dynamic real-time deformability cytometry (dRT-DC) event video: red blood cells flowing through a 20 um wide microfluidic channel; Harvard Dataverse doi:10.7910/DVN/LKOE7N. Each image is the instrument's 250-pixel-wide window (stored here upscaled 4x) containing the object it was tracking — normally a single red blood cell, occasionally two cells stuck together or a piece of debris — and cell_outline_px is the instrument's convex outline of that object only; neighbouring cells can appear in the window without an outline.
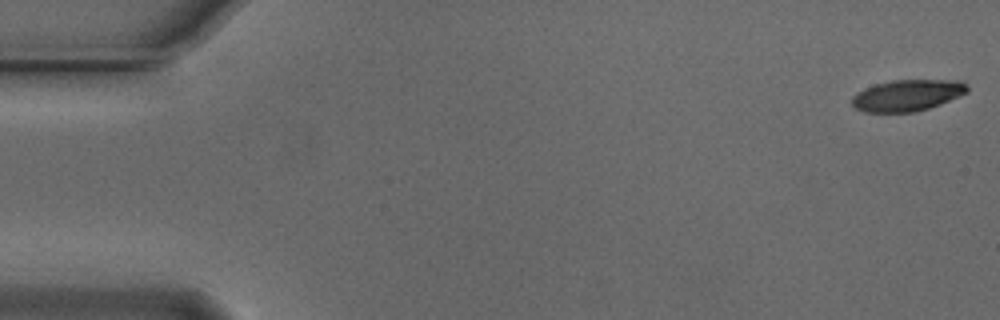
{"species": "Egyptian fruit bat (a non-hibernating species)", "species_latin": "Rousettus aegyptiacus", "temperature_condition": "cold", "stored_images_in_passage": 48, "camera_frame_rate_fps": 3000, "um_per_image_px": 0.085, "animal": {"sex": "male"}, "frame": {"image": 1, "passage_image": 1, "time_ms": 0.0, "image_size_px": [1000, 320], "cell_outline_px": [[968, 92], [940, 104], [928, 108], [912, 112], [864, 112], [856, 108], [852, 104], [852, 96], [856, 92], [864, 88], [876, 84], [892, 80], [960, 80], [968, 88]], "centroid_in_image_um": [77.09, 8.1], "position_along_channel_um": 7.9, "area_um2": 20.98}}
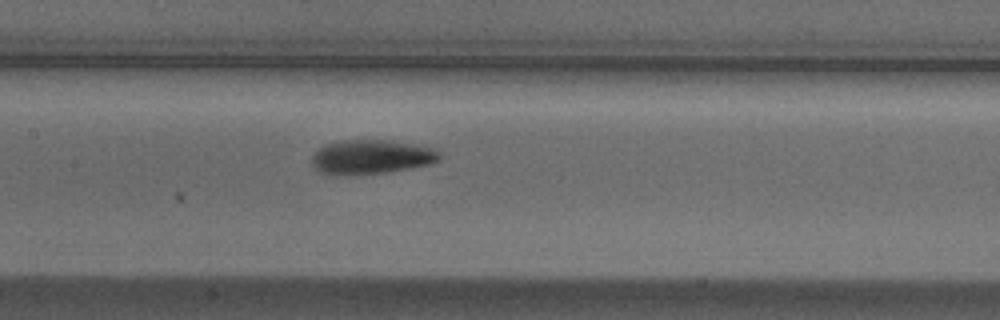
{"frame": {"image": 2, "passage_image": 26, "time_ms": 8.333, "image_size_px": [1000, 320], "cell_outline_px": [[440, 160], [432, 164], [388, 172], [336, 176], [320, 172], [312, 164], [312, 156], [320, 148], [328, 144], [344, 140], [392, 140], [436, 148], [440, 156]], "centroid_in_image_um": [31.59, 13.35], "position_along_channel_um": 175.8, "area_um2": 25.61}}
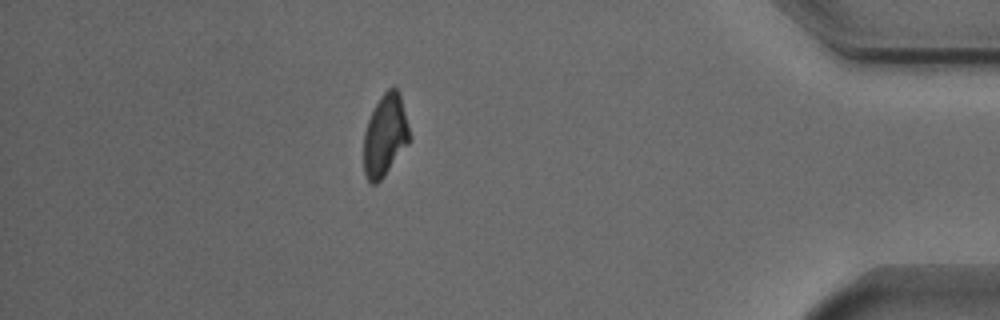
{"frame": {"image": 3, "passage_image": 48, "time_ms": 15.667, "image_size_px": [1000, 320], "cell_outline_px": [[412, 136], [408, 144], [384, 176], [376, 184], [372, 184], [368, 180], [364, 172], [364, 132], [368, 120], [380, 96], [388, 88], [396, 88], [400, 92]], "centroid_in_image_um": [32.76, 11.49], "position_along_channel_um": 402.4, "area_um2": 21.96}, "authors_computed_cell_mechanics": {"area_um2": 23.3223, "velocity_mm_per_s": 3.7211, "shape_relaxation_time_tau1_ms": 3.5495, "shape_relaxation_time_tau2_ms": 4.9341, "deformation_change_tau1": 0.1438, "deformation_change_tau2": 0.1115}}